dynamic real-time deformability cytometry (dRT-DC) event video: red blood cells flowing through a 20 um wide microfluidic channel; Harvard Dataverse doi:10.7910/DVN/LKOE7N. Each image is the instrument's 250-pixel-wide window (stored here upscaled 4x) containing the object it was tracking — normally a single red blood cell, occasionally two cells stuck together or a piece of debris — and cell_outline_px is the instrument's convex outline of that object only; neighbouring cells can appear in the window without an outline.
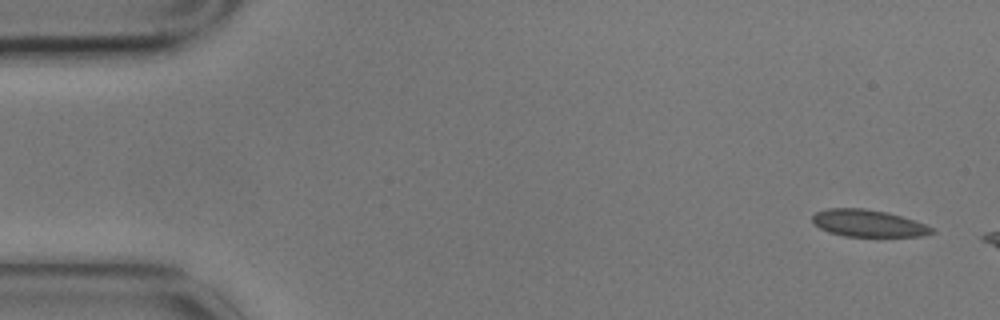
{"species": "common noctule bat (a hibernating species)", "species_latin": "Nyctalus noctula", "temperature_condition": "cold", "stored_images_in_passage": 3, "camera_frame_rate_fps": 3000, "um_per_image_px": 0.085, "animal": {"sex": "male", "body_mass_g": 17.9}, "frame": {"image": 1, "passage_image": 1, "time_ms": 0.0, "image_size_px": [1000, 320], "cell_outline_px": [[936, 232], [924, 236], [844, 236], [828, 232], [820, 228], [812, 220], [812, 216], [816, 212], [828, 208], [864, 208], [888, 212], [936, 228]], "centroid_in_image_um": [73.81, 18.98], "position_along_channel_um": 11.2, "area_um2": 18.79}}